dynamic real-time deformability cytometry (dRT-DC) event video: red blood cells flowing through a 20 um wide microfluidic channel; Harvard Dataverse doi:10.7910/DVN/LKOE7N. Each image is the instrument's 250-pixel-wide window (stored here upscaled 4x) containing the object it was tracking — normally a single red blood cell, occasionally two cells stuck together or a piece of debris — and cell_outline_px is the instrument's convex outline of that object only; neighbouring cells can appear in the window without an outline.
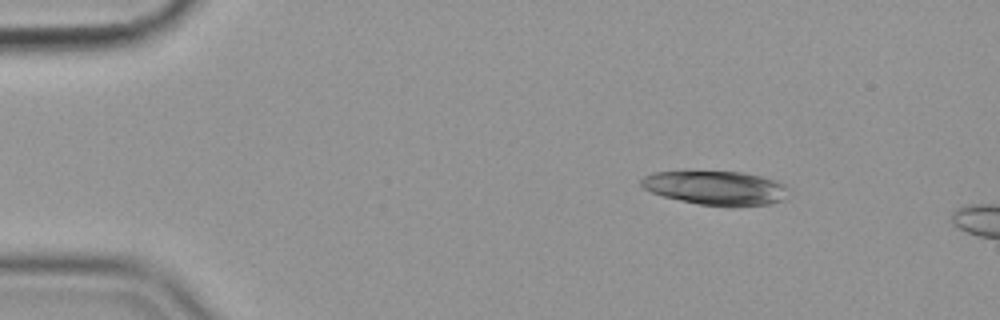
{"species": "common noctule bat (a hibernating species)", "species_latin": "Nyctalus noctula", "temperature_condition": "cold", "stored_images_in_passage": 48, "camera_frame_rate_fps": 3000, "um_per_image_px": 0.085, "animal": {"sex": "female", "body_mass_g": 19.9}, "frame": {"image": 1, "passage_image": 1, "time_ms": 0.0, "image_size_px": [1000, 320], "cell_outline_px": [[788, 188], [784, 200], [768, 204], [700, 204], [680, 200], [664, 196], [652, 192], [644, 188], [640, 184], [640, 180], [644, 176], [652, 172], [684, 168], [692, 168], [744, 172], [776, 180], [784, 184]], "centroid_in_image_um": [60.74, 15.87], "position_along_channel_um": 24.3, "area_um2": 29.77}}